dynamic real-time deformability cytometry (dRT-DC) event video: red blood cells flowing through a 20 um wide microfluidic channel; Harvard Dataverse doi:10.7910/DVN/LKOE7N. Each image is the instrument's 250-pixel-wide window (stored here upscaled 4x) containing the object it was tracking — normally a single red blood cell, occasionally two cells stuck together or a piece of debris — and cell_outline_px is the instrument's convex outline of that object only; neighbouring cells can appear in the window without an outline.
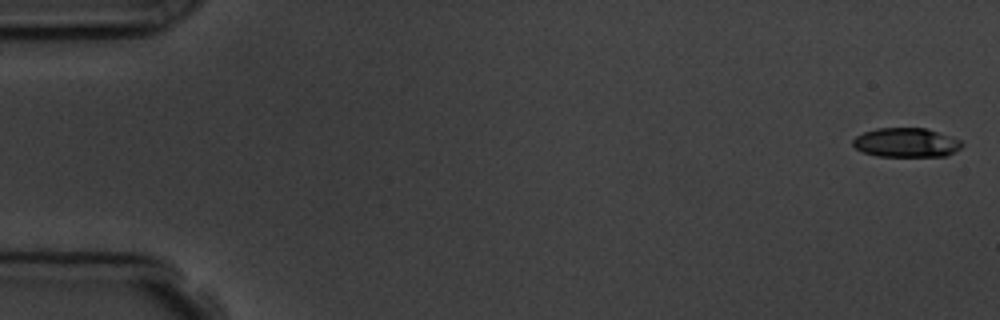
{"species": "common noctule bat (a hibernating species)", "species_latin": "Nyctalus noctula", "temperature_condition": "room temperature", "stored_images_in_passage": 4, "camera_frame_rate_fps": 3000, "um_per_image_px": 0.085, "animal": {"sex": "male", "body_mass_g": 19.5, "forearm_length_mm": 54.6}, "frame": {"image": 1, "passage_image": 1, "time_ms": 0.0, "image_size_px": [1000, 320], "cell_outline_px": [[964, 144], [960, 148], [944, 156], [876, 156], [864, 152], [856, 148], [852, 144], [852, 140], [856, 136], [864, 132], [876, 128], [924, 128], [960, 140]], "centroid_in_image_um": [76.98, 12.12], "position_along_channel_um": 8.0, "area_um2": 18.32}}
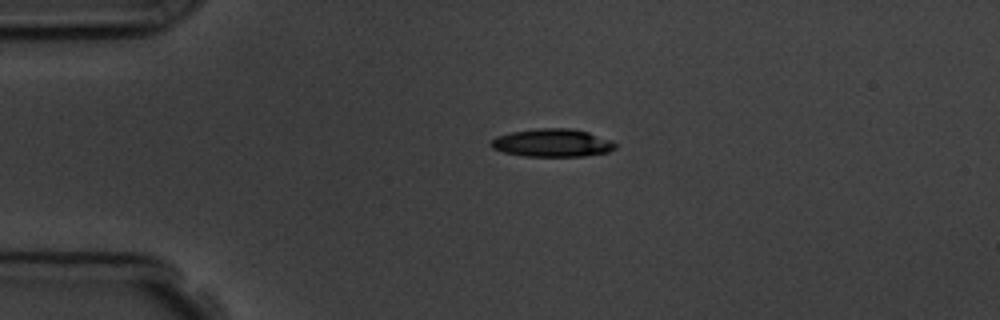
{"frame": {"image": 2, "passage_image": 4, "time_ms": 3.667, "image_size_px": [1000, 320], "cell_outline_px": [[616, 148], [608, 152], [584, 156], [524, 156], [504, 152], [492, 148], [492, 140], [496, 136], [512, 132], [536, 128], [572, 128], [588, 132], [612, 140], [616, 144]], "centroid_in_image_um": [46.98, 12.14], "position_along_channel_um": 38.0, "area_um2": 20.23}}